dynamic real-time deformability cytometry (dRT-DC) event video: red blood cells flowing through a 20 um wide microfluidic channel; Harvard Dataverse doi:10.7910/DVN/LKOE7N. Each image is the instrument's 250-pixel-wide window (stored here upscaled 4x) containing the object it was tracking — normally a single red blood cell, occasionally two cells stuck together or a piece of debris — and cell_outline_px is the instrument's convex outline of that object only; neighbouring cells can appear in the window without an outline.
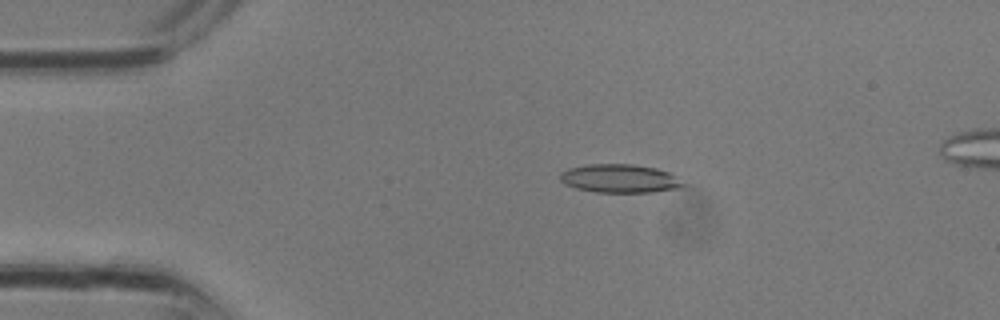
{"species": "common noctule bat (a hibernating species)", "species_latin": "Nyctalus noctula", "temperature_condition": "room temperature", "stored_images_in_passage": 9, "camera_frame_rate_fps": 3000, "um_per_image_px": 0.085, "animal": {"sex": "male", "body_mass_g": 13.3}, "frame": {"image": 1, "passage_image": 4, "time_ms": 1.0, "image_size_px": [1000, 320], "cell_outline_px": [[688, 184], [684, 188], [652, 192], [596, 192], [576, 188], [564, 184], [560, 180], [560, 172], [568, 168], [588, 164], [632, 164], [656, 168], [668, 172], [676, 176]], "centroid_in_image_um": [52.72, 15.18], "position_along_channel_um": 32.3, "area_um2": 20.69}}
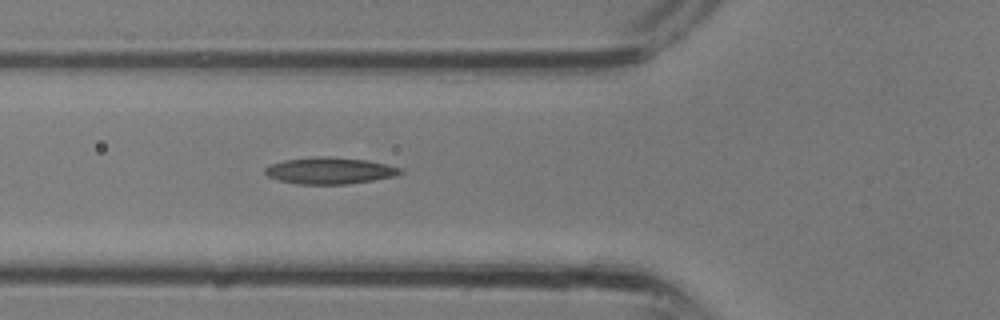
{"frame": {"image": 2, "passage_image": 9, "time_ms": 2.667, "image_size_px": [1000, 320], "cell_outline_px": [[404, 172], [396, 176], [348, 184], [300, 184], [280, 180], [268, 176], [264, 172], [264, 168], [268, 164], [284, 160], [316, 156], [328, 156], [368, 160], [388, 164], [404, 168]], "centroid_in_image_um": [28.06, 14.49], "position_along_channel_um": 97.7, "area_um2": 21.21}}